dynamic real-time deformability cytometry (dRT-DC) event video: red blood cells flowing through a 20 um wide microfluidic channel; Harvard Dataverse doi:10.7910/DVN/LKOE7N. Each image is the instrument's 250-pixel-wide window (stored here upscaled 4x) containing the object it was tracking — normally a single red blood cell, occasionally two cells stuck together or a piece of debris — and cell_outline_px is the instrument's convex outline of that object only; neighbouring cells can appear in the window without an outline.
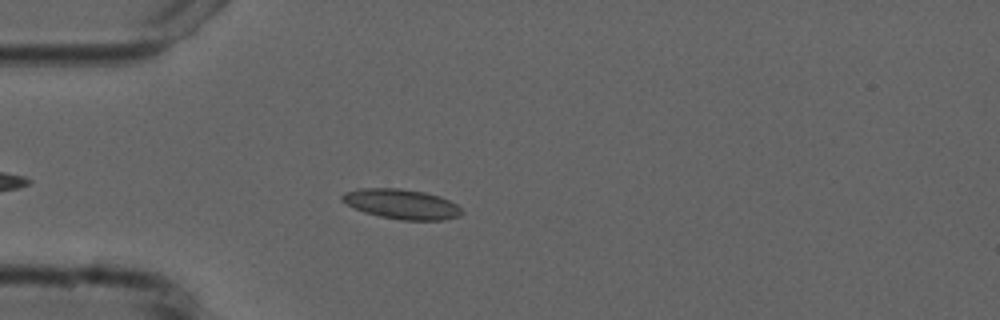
{"species": "common noctule bat (a hibernating species)", "species_latin": "Nyctalus noctula", "temperature_condition": "cold", "stored_images_in_passage": 15, "camera_frame_rate_fps": 3000, "um_per_image_px": 0.085, "animal": {"sex": "male", "forearm_length_mm": 52.5}, "frame": {"image": 1, "passage_image": 6, "time_ms": 1.667, "image_size_px": [1000, 320], "cell_outline_px": [[464, 212], [460, 216], [444, 220], [400, 220], [380, 216], [364, 212], [340, 200], [340, 196], [344, 192], [356, 188], [400, 188], [424, 192], [440, 196], [456, 204]], "centroid_in_image_um": [34.13, 17.34], "position_along_channel_um": 50.9, "area_um2": 20.92}}
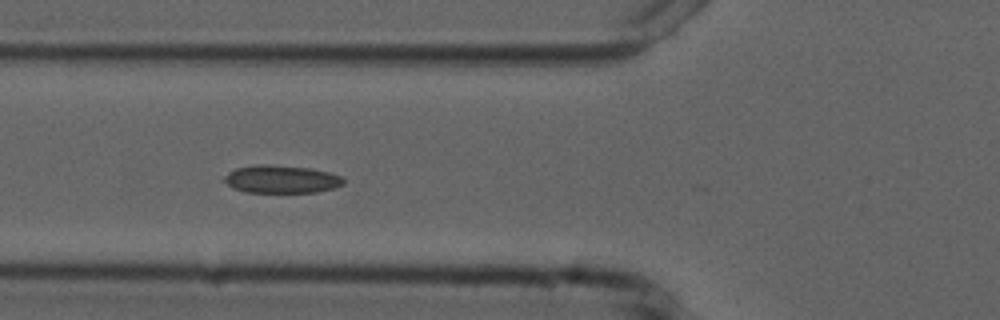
{"frame": {"image": 2, "passage_image": 11, "time_ms": 3.333, "image_size_px": [1000, 320], "cell_outline_px": [[344, 184], [336, 188], [316, 192], [244, 192], [232, 188], [224, 180], [224, 176], [228, 172], [236, 168], [256, 164], [268, 164], [312, 168], [328, 172], [340, 176], [344, 180]], "centroid_in_image_um": [23.91, 15.23], "position_along_channel_um": 101.9, "area_um2": 19.48}}
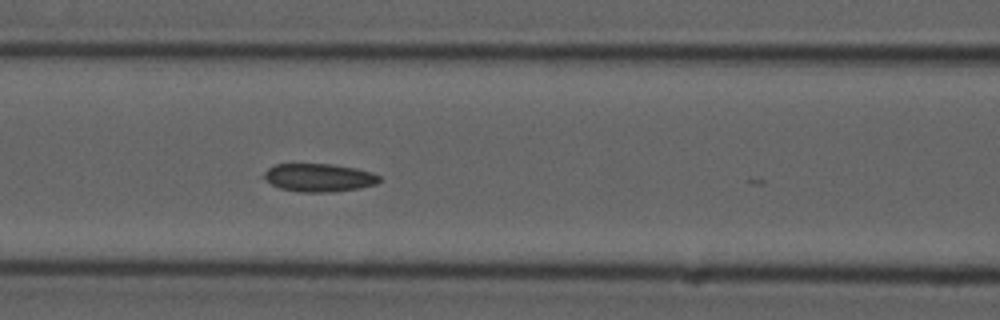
{"frame": {"image": 3, "passage_image": 14, "time_ms": 4.333, "image_size_px": [1000, 320], "cell_outline_px": [[380, 180], [376, 184], [360, 188], [332, 192], [300, 192], [280, 188], [272, 184], [260, 176], [268, 168], [276, 164], [332, 164], [356, 168], [372, 172], [380, 176]], "centroid_in_image_um": [27.1, 15.1], "position_along_channel_um": 139.5, "area_um2": 19.02}}